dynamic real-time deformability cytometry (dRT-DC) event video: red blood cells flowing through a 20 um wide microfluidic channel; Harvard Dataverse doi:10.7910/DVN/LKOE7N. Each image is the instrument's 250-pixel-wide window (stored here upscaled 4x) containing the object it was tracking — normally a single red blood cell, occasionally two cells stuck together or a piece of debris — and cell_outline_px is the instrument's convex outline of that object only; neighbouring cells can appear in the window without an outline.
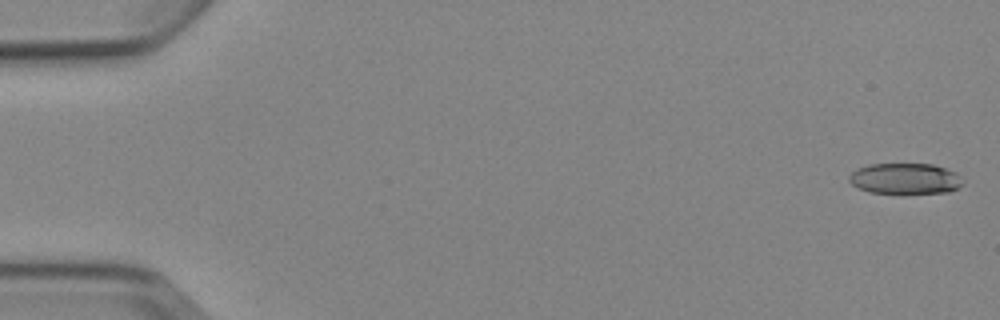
{"species": "Egyptian fruit bat (a non-hibernating species)", "species_latin": "Rousettus aegyptiacus", "temperature_condition": "cold", "stored_images_in_passage": 6, "camera_frame_rate_fps": 3000, "um_per_image_px": 0.085, "animal": {"sex": "female"}, "frame": {"image": 1, "passage_image": 1, "time_ms": 0.0, "image_size_px": [1000, 320], "cell_outline_px": [[964, 184], [960, 188], [948, 192], [868, 192], [852, 184], [848, 180], [848, 176], [856, 168], [868, 164], [932, 164], [956, 172], [964, 180]], "centroid_in_image_um": [76.95, 15.16], "position_along_channel_um": 8.0, "area_um2": 20.35}}
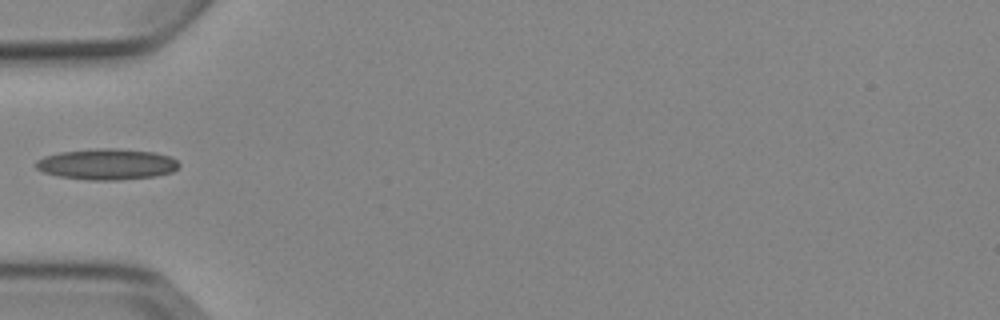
{"frame": {"image": 2, "passage_image": 5, "time_ms": 5.667, "image_size_px": [1000, 320], "cell_outline_px": [[180, 164], [172, 172], [156, 176], [120, 180], [88, 180], [56, 176], [44, 172], [36, 168], [36, 160], [44, 156], [60, 152], [96, 148], [116, 148], [152, 152], [168, 156], [176, 160]], "centroid_in_image_um": [9.06, 13.96], "position_along_channel_um": 75.9, "area_um2": 25.84}}
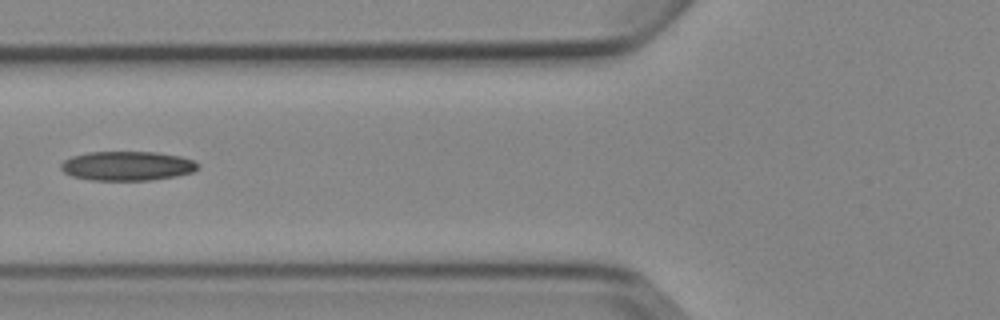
{"frame": {"image": 3, "passage_image": 6, "time_ms": 6.667, "image_size_px": [1000, 320], "cell_outline_px": [[200, 168], [192, 172], [176, 176], [152, 180], [92, 180], [72, 176], [64, 172], [60, 168], [60, 164], [64, 160], [72, 156], [88, 152], [156, 152], [180, 156], [192, 160], [200, 164]], "centroid_in_image_um": [10.82, 14.1], "position_along_channel_um": 115.0, "area_um2": 23.47}}